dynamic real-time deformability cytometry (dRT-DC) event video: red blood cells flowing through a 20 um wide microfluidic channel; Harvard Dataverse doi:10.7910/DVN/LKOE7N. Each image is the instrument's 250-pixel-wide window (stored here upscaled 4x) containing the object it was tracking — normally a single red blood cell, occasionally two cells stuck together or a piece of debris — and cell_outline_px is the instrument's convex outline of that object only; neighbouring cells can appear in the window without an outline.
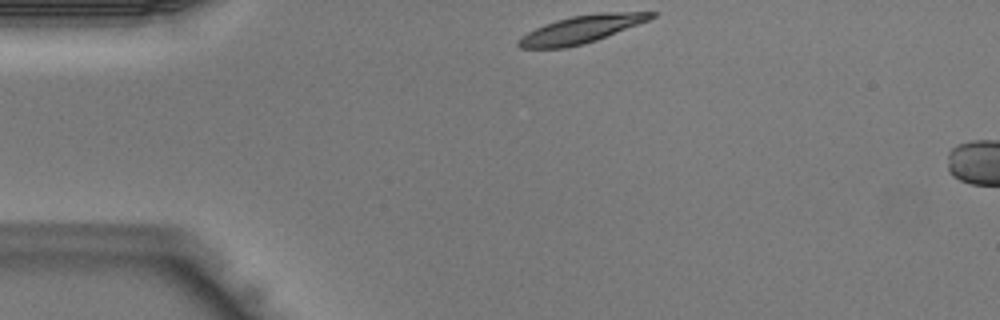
{"species": "Egyptian fruit bat (a non-hibernating species)", "species_latin": "Rousettus aegyptiacus", "temperature_condition": "warm", "stored_images_in_passage": 4, "camera_frame_rate_fps": 3000, "um_per_image_px": 0.085, "animal": {"sex": "male"}, "frame": {"image": 1, "passage_image": 1, "time_ms": 0.0, "image_size_px": [1000, 320], "cell_outline_px": [[656, 16], [648, 20], [596, 40], [584, 44], [564, 48], [520, 48], [516, 44], [528, 32], [544, 24], [556, 20], [572, 16], [596, 12], [656, 12]], "centroid_in_image_um": [49.41, 2.48], "position_along_channel_um": 35.6, "area_um2": 21.04}}